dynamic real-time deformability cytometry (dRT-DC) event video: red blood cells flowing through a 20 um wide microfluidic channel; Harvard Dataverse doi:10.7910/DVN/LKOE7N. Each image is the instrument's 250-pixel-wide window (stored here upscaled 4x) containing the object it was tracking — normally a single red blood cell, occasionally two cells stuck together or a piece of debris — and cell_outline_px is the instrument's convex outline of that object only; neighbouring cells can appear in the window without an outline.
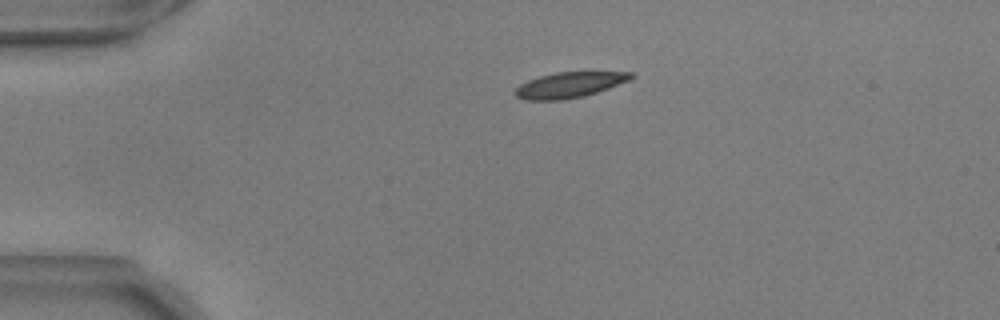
{"species": "common noctule bat (a hibernating species)", "species_latin": "Nyctalus noctula", "temperature_condition": "warm", "stored_images_in_passage": 45, "camera_frame_rate_fps": 3000, "um_per_image_px": 0.085, "animal": {"sex": "male", "body_mass_g": 17.9, "forearm_length_mm": 54.2}, "frame": {"image": 1, "passage_image": 1, "time_ms": 0.0, "image_size_px": [1000, 320], "cell_outline_px": [[636, 76], [628, 80], [608, 88], [584, 96], [560, 100], [524, 100], [516, 96], [512, 92], [520, 84], [528, 80], [540, 76], [556, 72], [632, 72]], "centroid_in_image_um": [48.36, 7.22], "position_along_channel_um": 36.6, "area_um2": 17.17}}
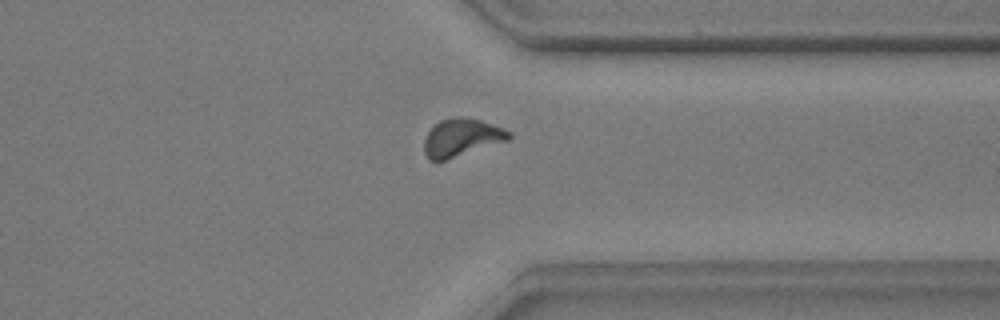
{"frame": {"image": 2, "passage_image": 32, "time_ms": 10.333, "image_size_px": [1000, 320], "cell_outline_px": [[512, 136], [508, 140], [436, 164], [428, 160], [424, 152], [424, 140], [428, 132], [440, 120], [456, 116], [464, 116], [480, 120], [504, 128], [512, 132]], "centroid_in_image_um": [39.21, 11.72], "position_along_channel_um": 372.2, "area_um2": 19.07}}
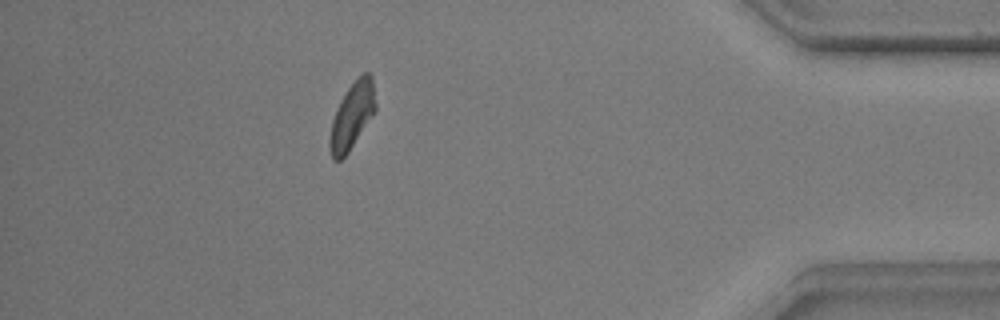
{"frame": {"image": 3, "passage_image": 38, "time_ms": 12.333, "image_size_px": [1000, 320], "cell_outline_px": [[376, 112], [348, 152], [340, 160], [332, 160], [328, 144], [328, 140], [332, 120], [336, 108], [340, 100], [348, 88], [364, 72], [368, 72], [372, 76], [376, 104]], "centroid_in_image_um": [29.92, 9.86], "position_along_channel_um": 405.3, "area_um2": 17.8}, "authors_computed_cell_mechanics": {"area_um2": 17.6868, "velocity_mm_per_s": 3.6733, "shape_relaxation_time_tau1_ms": null, "shape_relaxation_time_tau2_ms": 2.2923, "deformation_change_tau1": null, "deformation_change_tau2": 0.0967}}